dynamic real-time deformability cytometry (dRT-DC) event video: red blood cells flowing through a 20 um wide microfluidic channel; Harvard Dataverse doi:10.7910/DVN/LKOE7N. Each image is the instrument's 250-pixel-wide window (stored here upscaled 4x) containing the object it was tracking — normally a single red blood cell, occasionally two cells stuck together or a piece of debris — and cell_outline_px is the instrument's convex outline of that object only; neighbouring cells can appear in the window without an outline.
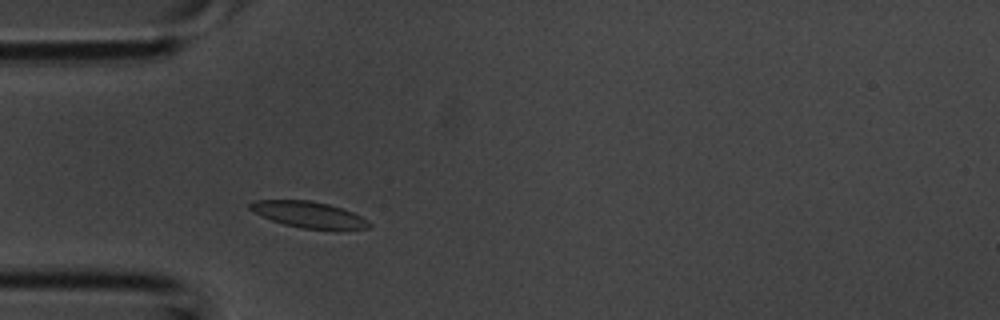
{"species": "common noctule bat (a hibernating species)", "species_latin": "Nyctalus noctula", "temperature_condition": "room temperature", "stored_images_in_passage": 2, "camera_frame_rate_fps": 3000, "um_per_image_px": 0.085, "animal": {"sex": "male", "body_mass_g": 20.1, "forearm_length_mm": 53.5}, "frame": {"image": 1, "passage_image": 2, "time_ms": 0.333, "image_size_px": [1000, 320], "cell_outline_px": [[372, 224], [368, 228], [340, 232], [336, 232], [300, 228], [284, 224], [272, 220], [248, 208], [248, 204], [256, 200], [308, 200], [328, 204], [352, 212], [368, 220]], "centroid_in_image_um": [26.34, 18.29], "position_along_channel_um": 58.7, "area_um2": 18.61}}